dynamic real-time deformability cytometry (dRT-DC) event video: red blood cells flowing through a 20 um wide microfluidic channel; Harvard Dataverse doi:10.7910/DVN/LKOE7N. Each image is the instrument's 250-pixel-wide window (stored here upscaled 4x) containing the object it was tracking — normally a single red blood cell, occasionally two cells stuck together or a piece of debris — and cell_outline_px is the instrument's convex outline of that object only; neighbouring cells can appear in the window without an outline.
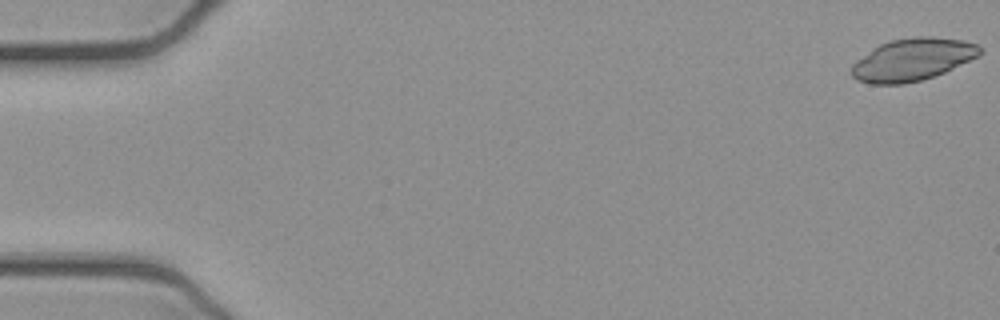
{"species": "common noctule bat (a hibernating species)", "species_latin": "Nyctalus noctula", "temperature_condition": "cold", "stored_images_in_passage": 52, "camera_frame_rate_fps": 3000, "um_per_image_px": 0.085, "animal": {"sex": "female", "body_mass_g": 21.9}, "frame": {"image": 1, "passage_image": 1, "time_ms": 0.0, "image_size_px": [1000, 320], "cell_outline_px": [[980, 52], [976, 56], [944, 72], [920, 80], [904, 84], [868, 84], [856, 80], [852, 76], [852, 64], [856, 60], [872, 48], [880, 44], [892, 40], [916, 36], [932, 36], [964, 40], [976, 44], [980, 48]], "centroid_in_image_um": [77.5, 5.06], "position_along_channel_um": 7.5, "area_um2": 31.39}}